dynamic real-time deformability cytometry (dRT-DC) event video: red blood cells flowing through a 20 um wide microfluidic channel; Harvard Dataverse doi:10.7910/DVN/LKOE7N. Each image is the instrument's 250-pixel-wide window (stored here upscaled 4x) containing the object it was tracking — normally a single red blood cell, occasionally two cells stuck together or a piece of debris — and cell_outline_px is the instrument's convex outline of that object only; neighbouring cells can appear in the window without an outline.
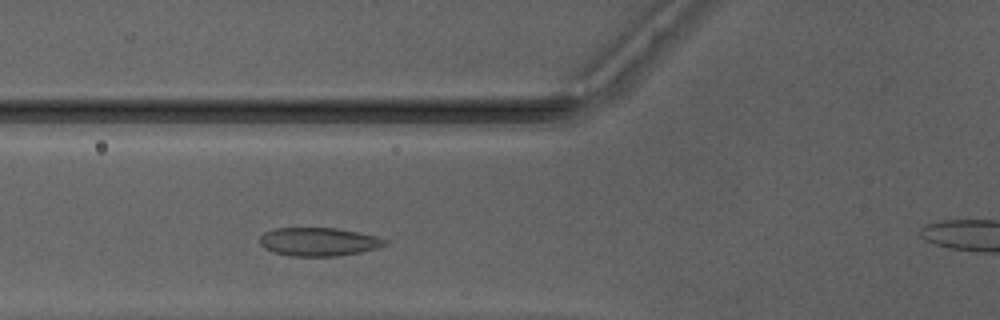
{"species": "Egyptian fruit bat (a non-hibernating species)", "species_latin": "Rousettus aegyptiacus", "temperature_condition": "warm", "stored_images_in_passage": 30, "camera_frame_rate_fps": 3000, "um_per_image_px": 0.085, "animal": {"sex": "male"}, "frame": {"image": 1, "passage_image": 8, "time_ms": 2.333, "image_size_px": [1000, 320], "cell_outline_px": [[388, 244], [380, 248], [360, 252], [336, 256], [288, 256], [272, 252], [264, 248], [260, 244], [260, 236], [264, 232], [276, 228], [336, 228], [376, 236], [388, 240]], "centroid_in_image_um": [27.08, 20.56], "position_along_channel_um": 98.7, "area_um2": 20.87}}
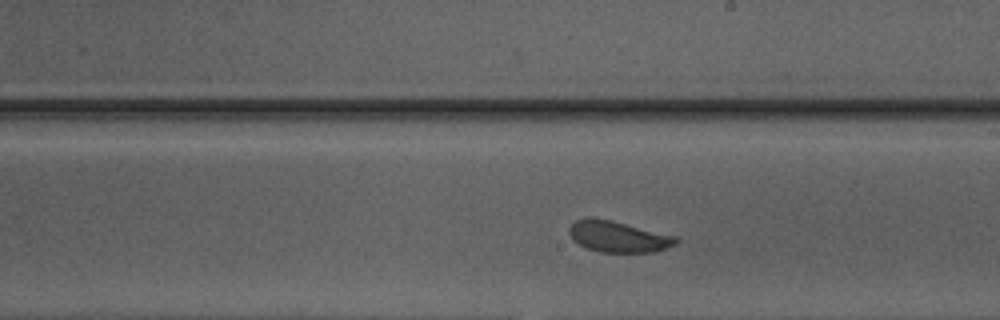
{"frame": {"image": 2, "passage_image": 18, "time_ms": 5.667, "image_size_px": [1000, 320], "cell_outline_px": [[680, 240], [676, 244], [652, 252], [600, 252], [588, 248], [572, 240], [568, 232], [568, 228], [576, 220], [588, 216], [612, 220], [676, 236]], "centroid_in_image_um": [52.52, 20.09], "position_along_channel_um": 236.5, "area_um2": 19.42}}
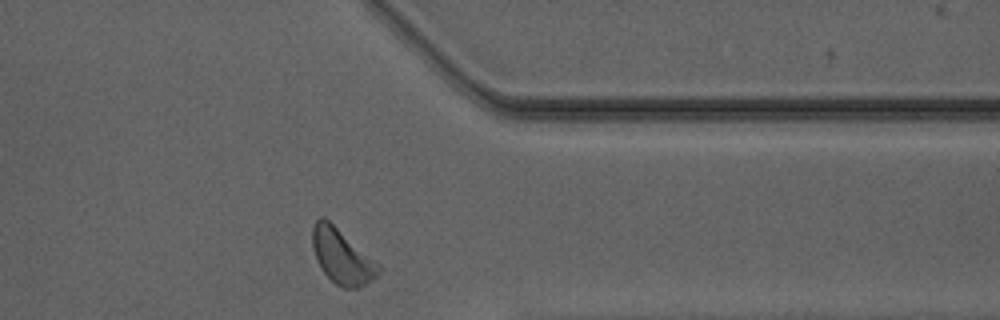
{"frame": {"image": 3, "passage_image": 29, "time_ms": 9.333, "image_size_px": [1000, 320], "cell_outline_px": [[384, 268], [376, 276], [364, 284], [356, 288], [340, 288], [320, 268], [316, 260], [312, 248], [312, 228], [316, 220], [320, 216], [324, 216], [380, 264]], "centroid_in_image_um": [29.05, 21.78], "position_along_channel_um": 382.3, "area_um2": 21.15}, "authors_computed_cell_mechanics": {"area_um2": 20.23, "velocity_mm_per_s": 4.1325, "shape_relaxation_time_tau1_ms": 1.529, "shape_relaxation_time_tau2_ms": null, "deformation_change_tau1": 0.0721, "deformation_change_tau2": null}}